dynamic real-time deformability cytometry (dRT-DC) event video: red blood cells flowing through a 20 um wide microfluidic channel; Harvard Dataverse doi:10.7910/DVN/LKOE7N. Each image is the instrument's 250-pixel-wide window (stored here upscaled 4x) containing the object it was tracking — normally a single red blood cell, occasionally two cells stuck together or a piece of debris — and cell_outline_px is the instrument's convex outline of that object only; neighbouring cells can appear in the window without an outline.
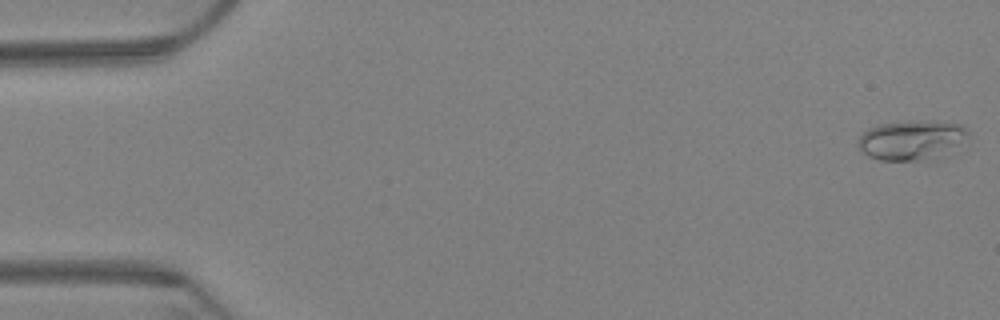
{"species": "Egyptian fruit bat (a non-hibernating species)", "species_latin": "Rousettus aegyptiacus", "temperature_condition": "warm", "stored_images_in_passage": 17, "camera_frame_rate_fps": 3000, "um_per_image_px": 0.085, "animal": {"sex": "female"}, "frame": {"image": 1, "passage_image": 1, "time_ms": 0.0, "image_size_px": [1000, 320], "cell_outline_px": [[972, 132], [968, 136], [952, 144], [916, 160], [880, 160], [868, 156], [860, 148], [860, 136], [868, 128], [880, 124], [912, 120], [960, 124], [968, 128]], "centroid_in_image_um": [77.34, 11.83], "position_along_channel_um": 7.7, "area_um2": 23.58}}